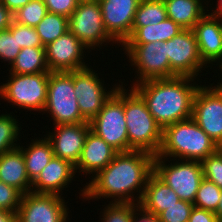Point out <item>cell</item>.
<instances>
[{
  "label": "cell",
  "instance_id": "ab89813d",
  "mask_svg": "<svg viewBox=\"0 0 222 222\" xmlns=\"http://www.w3.org/2000/svg\"><path fill=\"white\" fill-rule=\"evenodd\" d=\"M132 222H160V221L157 215L147 212L141 206H138L134 211Z\"/></svg>",
  "mask_w": 222,
  "mask_h": 222
},
{
  "label": "cell",
  "instance_id": "bcb514c9",
  "mask_svg": "<svg viewBox=\"0 0 222 222\" xmlns=\"http://www.w3.org/2000/svg\"><path fill=\"white\" fill-rule=\"evenodd\" d=\"M217 65H219L218 68H220L221 69L220 71H222V59L219 61V64H216V66ZM215 86L216 87H222V80H221V82H218L217 85H215Z\"/></svg>",
  "mask_w": 222,
  "mask_h": 222
},
{
  "label": "cell",
  "instance_id": "7bdbcfd3",
  "mask_svg": "<svg viewBox=\"0 0 222 222\" xmlns=\"http://www.w3.org/2000/svg\"><path fill=\"white\" fill-rule=\"evenodd\" d=\"M0 222H17V213L0 209Z\"/></svg>",
  "mask_w": 222,
  "mask_h": 222
},
{
  "label": "cell",
  "instance_id": "5bb4252c",
  "mask_svg": "<svg viewBox=\"0 0 222 222\" xmlns=\"http://www.w3.org/2000/svg\"><path fill=\"white\" fill-rule=\"evenodd\" d=\"M62 196L29 192L22 195L17 222H67L69 207Z\"/></svg>",
  "mask_w": 222,
  "mask_h": 222
},
{
  "label": "cell",
  "instance_id": "5b68a950",
  "mask_svg": "<svg viewBox=\"0 0 222 222\" xmlns=\"http://www.w3.org/2000/svg\"><path fill=\"white\" fill-rule=\"evenodd\" d=\"M44 111L51 115L55 126L88 122L81 115L74 93V71L49 73Z\"/></svg>",
  "mask_w": 222,
  "mask_h": 222
},
{
  "label": "cell",
  "instance_id": "603a6c76",
  "mask_svg": "<svg viewBox=\"0 0 222 222\" xmlns=\"http://www.w3.org/2000/svg\"><path fill=\"white\" fill-rule=\"evenodd\" d=\"M163 1L166 6L167 18L172 19L184 30H192L195 24L207 13L206 11H210L207 10L208 0ZM203 1H206V3H203Z\"/></svg>",
  "mask_w": 222,
  "mask_h": 222
},
{
  "label": "cell",
  "instance_id": "ffe728a7",
  "mask_svg": "<svg viewBox=\"0 0 222 222\" xmlns=\"http://www.w3.org/2000/svg\"><path fill=\"white\" fill-rule=\"evenodd\" d=\"M119 152L109 145L104 139L91 130L88 132L80 158L75 165L78 173L92 174L95 176L103 170ZM79 170V171H77Z\"/></svg>",
  "mask_w": 222,
  "mask_h": 222
},
{
  "label": "cell",
  "instance_id": "52a82bcc",
  "mask_svg": "<svg viewBox=\"0 0 222 222\" xmlns=\"http://www.w3.org/2000/svg\"><path fill=\"white\" fill-rule=\"evenodd\" d=\"M49 73H10L7 83L0 85V98L20 109L43 112L47 101Z\"/></svg>",
  "mask_w": 222,
  "mask_h": 222
},
{
  "label": "cell",
  "instance_id": "7a4b0ae2",
  "mask_svg": "<svg viewBox=\"0 0 222 222\" xmlns=\"http://www.w3.org/2000/svg\"><path fill=\"white\" fill-rule=\"evenodd\" d=\"M194 80L187 76L151 79L132 88L143 98L163 130L166 126L192 118L193 98L200 86Z\"/></svg>",
  "mask_w": 222,
  "mask_h": 222
},
{
  "label": "cell",
  "instance_id": "e575fe53",
  "mask_svg": "<svg viewBox=\"0 0 222 222\" xmlns=\"http://www.w3.org/2000/svg\"><path fill=\"white\" fill-rule=\"evenodd\" d=\"M194 204L178 200L158 215L160 222H188Z\"/></svg>",
  "mask_w": 222,
  "mask_h": 222
},
{
  "label": "cell",
  "instance_id": "277c9868",
  "mask_svg": "<svg viewBox=\"0 0 222 222\" xmlns=\"http://www.w3.org/2000/svg\"><path fill=\"white\" fill-rule=\"evenodd\" d=\"M124 115L129 151H145L156 156L162 144V128L149 112L143 98L124 87Z\"/></svg>",
  "mask_w": 222,
  "mask_h": 222
},
{
  "label": "cell",
  "instance_id": "8d00e7d4",
  "mask_svg": "<svg viewBox=\"0 0 222 222\" xmlns=\"http://www.w3.org/2000/svg\"><path fill=\"white\" fill-rule=\"evenodd\" d=\"M17 41L21 49L25 47H44L35 27L17 23Z\"/></svg>",
  "mask_w": 222,
  "mask_h": 222
},
{
  "label": "cell",
  "instance_id": "836d02e7",
  "mask_svg": "<svg viewBox=\"0 0 222 222\" xmlns=\"http://www.w3.org/2000/svg\"><path fill=\"white\" fill-rule=\"evenodd\" d=\"M203 176L222 189V152L218 149L202 162Z\"/></svg>",
  "mask_w": 222,
  "mask_h": 222
},
{
  "label": "cell",
  "instance_id": "f6af8a7d",
  "mask_svg": "<svg viewBox=\"0 0 222 222\" xmlns=\"http://www.w3.org/2000/svg\"><path fill=\"white\" fill-rule=\"evenodd\" d=\"M214 213L216 214V216L219 220H222V191H221V195H220L217 209L214 211Z\"/></svg>",
  "mask_w": 222,
  "mask_h": 222
},
{
  "label": "cell",
  "instance_id": "d6986e66",
  "mask_svg": "<svg viewBox=\"0 0 222 222\" xmlns=\"http://www.w3.org/2000/svg\"><path fill=\"white\" fill-rule=\"evenodd\" d=\"M75 174V166L71 162L54 156L32 182L31 192L61 196Z\"/></svg>",
  "mask_w": 222,
  "mask_h": 222
},
{
  "label": "cell",
  "instance_id": "6da1fadb",
  "mask_svg": "<svg viewBox=\"0 0 222 222\" xmlns=\"http://www.w3.org/2000/svg\"><path fill=\"white\" fill-rule=\"evenodd\" d=\"M154 155L145 151L119 152L86 183L80 196L85 200L112 198L110 203H140L149 176L154 172ZM137 193V196L134 195ZM134 193V194H133ZM136 198V199H135Z\"/></svg>",
  "mask_w": 222,
  "mask_h": 222
},
{
  "label": "cell",
  "instance_id": "4dcf8cb0",
  "mask_svg": "<svg viewBox=\"0 0 222 222\" xmlns=\"http://www.w3.org/2000/svg\"><path fill=\"white\" fill-rule=\"evenodd\" d=\"M222 189L205 178L200 183L194 207L214 212L217 209Z\"/></svg>",
  "mask_w": 222,
  "mask_h": 222
},
{
  "label": "cell",
  "instance_id": "b9f144b4",
  "mask_svg": "<svg viewBox=\"0 0 222 222\" xmlns=\"http://www.w3.org/2000/svg\"><path fill=\"white\" fill-rule=\"evenodd\" d=\"M30 0H0L12 13L25 6Z\"/></svg>",
  "mask_w": 222,
  "mask_h": 222
},
{
  "label": "cell",
  "instance_id": "2e32d148",
  "mask_svg": "<svg viewBox=\"0 0 222 222\" xmlns=\"http://www.w3.org/2000/svg\"><path fill=\"white\" fill-rule=\"evenodd\" d=\"M141 0H100L105 30L117 45H123L130 37Z\"/></svg>",
  "mask_w": 222,
  "mask_h": 222
},
{
  "label": "cell",
  "instance_id": "7402d4cb",
  "mask_svg": "<svg viewBox=\"0 0 222 222\" xmlns=\"http://www.w3.org/2000/svg\"><path fill=\"white\" fill-rule=\"evenodd\" d=\"M178 200L176 192L153 172L147 180L139 206L158 216Z\"/></svg>",
  "mask_w": 222,
  "mask_h": 222
},
{
  "label": "cell",
  "instance_id": "1f68e13d",
  "mask_svg": "<svg viewBox=\"0 0 222 222\" xmlns=\"http://www.w3.org/2000/svg\"><path fill=\"white\" fill-rule=\"evenodd\" d=\"M20 50L21 47L17 41V23L13 20L7 30L0 31V59L11 66Z\"/></svg>",
  "mask_w": 222,
  "mask_h": 222
},
{
  "label": "cell",
  "instance_id": "e0dca14e",
  "mask_svg": "<svg viewBox=\"0 0 222 222\" xmlns=\"http://www.w3.org/2000/svg\"><path fill=\"white\" fill-rule=\"evenodd\" d=\"M53 132L46 134L55 157L77 164L87 134L91 130L89 122L56 125Z\"/></svg>",
  "mask_w": 222,
  "mask_h": 222
},
{
  "label": "cell",
  "instance_id": "ac0fdd59",
  "mask_svg": "<svg viewBox=\"0 0 222 222\" xmlns=\"http://www.w3.org/2000/svg\"><path fill=\"white\" fill-rule=\"evenodd\" d=\"M208 13V14H207ZM193 27L198 51L203 63H217L222 59V22L207 12Z\"/></svg>",
  "mask_w": 222,
  "mask_h": 222
},
{
  "label": "cell",
  "instance_id": "d4e9b609",
  "mask_svg": "<svg viewBox=\"0 0 222 222\" xmlns=\"http://www.w3.org/2000/svg\"><path fill=\"white\" fill-rule=\"evenodd\" d=\"M182 30L184 29L172 19L166 18L157 24H149L145 27H132L131 35L125 43L164 42L177 36Z\"/></svg>",
  "mask_w": 222,
  "mask_h": 222
},
{
  "label": "cell",
  "instance_id": "484cf974",
  "mask_svg": "<svg viewBox=\"0 0 222 222\" xmlns=\"http://www.w3.org/2000/svg\"><path fill=\"white\" fill-rule=\"evenodd\" d=\"M9 69V73L14 74L50 72L46 63L45 47L22 48Z\"/></svg>",
  "mask_w": 222,
  "mask_h": 222
},
{
  "label": "cell",
  "instance_id": "7c38bea8",
  "mask_svg": "<svg viewBox=\"0 0 222 222\" xmlns=\"http://www.w3.org/2000/svg\"><path fill=\"white\" fill-rule=\"evenodd\" d=\"M119 85L118 83L112 85L114 87L107 91L104 87V80L102 82V78H99L91 66L74 71V93L81 115L90 122Z\"/></svg>",
  "mask_w": 222,
  "mask_h": 222
},
{
  "label": "cell",
  "instance_id": "3957f363",
  "mask_svg": "<svg viewBox=\"0 0 222 222\" xmlns=\"http://www.w3.org/2000/svg\"><path fill=\"white\" fill-rule=\"evenodd\" d=\"M218 149L216 142L190 118L163 129L162 144L155 157L170 158V161L176 158L202 162Z\"/></svg>",
  "mask_w": 222,
  "mask_h": 222
},
{
  "label": "cell",
  "instance_id": "4316f807",
  "mask_svg": "<svg viewBox=\"0 0 222 222\" xmlns=\"http://www.w3.org/2000/svg\"><path fill=\"white\" fill-rule=\"evenodd\" d=\"M35 30L45 47L69 30L68 18L47 12L42 21L35 27Z\"/></svg>",
  "mask_w": 222,
  "mask_h": 222
},
{
  "label": "cell",
  "instance_id": "7dc6e473",
  "mask_svg": "<svg viewBox=\"0 0 222 222\" xmlns=\"http://www.w3.org/2000/svg\"><path fill=\"white\" fill-rule=\"evenodd\" d=\"M78 3H84V2H99L100 0H76Z\"/></svg>",
  "mask_w": 222,
  "mask_h": 222
},
{
  "label": "cell",
  "instance_id": "9a60e30c",
  "mask_svg": "<svg viewBox=\"0 0 222 222\" xmlns=\"http://www.w3.org/2000/svg\"><path fill=\"white\" fill-rule=\"evenodd\" d=\"M88 48L69 30L45 46L46 63L50 72L81 70L85 64L84 52Z\"/></svg>",
  "mask_w": 222,
  "mask_h": 222
},
{
  "label": "cell",
  "instance_id": "8992f818",
  "mask_svg": "<svg viewBox=\"0 0 222 222\" xmlns=\"http://www.w3.org/2000/svg\"><path fill=\"white\" fill-rule=\"evenodd\" d=\"M124 82L105 102L89 122L90 129L118 152H129L128 133L124 115Z\"/></svg>",
  "mask_w": 222,
  "mask_h": 222
},
{
  "label": "cell",
  "instance_id": "74e56055",
  "mask_svg": "<svg viewBox=\"0 0 222 222\" xmlns=\"http://www.w3.org/2000/svg\"><path fill=\"white\" fill-rule=\"evenodd\" d=\"M47 7V11L67 18L74 12L78 2L76 0H43Z\"/></svg>",
  "mask_w": 222,
  "mask_h": 222
},
{
  "label": "cell",
  "instance_id": "f1b7e54d",
  "mask_svg": "<svg viewBox=\"0 0 222 222\" xmlns=\"http://www.w3.org/2000/svg\"><path fill=\"white\" fill-rule=\"evenodd\" d=\"M10 114L0 115V155L6 151L19 147L20 123L16 121L15 116ZM19 124V125H18ZM16 142V143H15Z\"/></svg>",
  "mask_w": 222,
  "mask_h": 222
},
{
  "label": "cell",
  "instance_id": "f546056e",
  "mask_svg": "<svg viewBox=\"0 0 222 222\" xmlns=\"http://www.w3.org/2000/svg\"><path fill=\"white\" fill-rule=\"evenodd\" d=\"M47 12L43 0H30L25 6L13 13V19L18 24L36 27Z\"/></svg>",
  "mask_w": 222,
  "mask_h": 222
},
{
  "label": "cell",
  "instance_id": "44dd1931",
  "mask_svg": "<svg viewBox=\"0 0 222 222\" xmlns=\"http://www.w3.org/2000/svg\"><path fill=\"white\" fill-rule=\"evenodd\" d=\"M0 181L13 186L23 195L31 192L32 182L28 178L20 147H16L0 155Z\"/></svg>",
  "mask_w": 222,
  "mask_h": 222
},
{
  "label": "cell",
  "instance_id": "30bf717a",
  "mask_svg": "<svg viewBox=\"0 0 222 222\" xmlns=\"http://www.w3.org/2000/svg\"><path fill=\"white\" fill-rule=\"evenodd\" d=\"M69 31L89 50L116 43L105 30L99 2L78 3L68 18ZM106 42V44H105ZM104 44V45H103Z\"/></svg>",
  "mask_w": 222,
  "mask_h": 222
},
{
  "label": "cell",
  "instance_id": "83f0119b",
  "mask_svg": "<svg viewBox=\"0 0 222 222\" xmlns=\"http://www.w3.org/2000/svg\"><path fill=\"white\" fill-rule=\"evenodd\" d=\"M167 18L163 0H141L132 27H145L164 21Z\"/></svg>",
  "mask_w": 222,
  "mask_h": 222
},
{
  "label": "cell",
  "instance_id": "c3c4849f",
  "mask_svg": "<svg viewBox=\"0 0 222 222\" xmlns=\"http://www.w3.org/2000/svg\"><path fill=\"white\" fill-rule=\"evenodd\" d=\"M219 150L222 152V143L219 145Z\"/></svg>",
  "mask_w": 222,
  "mask_h": 222
},
{
  "label": "cell",
  "instance_id": "d6a6232c",
  "mask_svg": "<svg viewBox=\"0 0 222 222\" xmlns=\"http://www.w3.org/2000/svg\"><path fill=\"white\" fill-rule=\"evenodd\" d=\"M138 203H109L102 212L101 222H132Z\"/></svg>",
  "mask_w": 222,
  "mask_h": 222
},
{
  "label": "cell",
  "instance_id": "9c48e42d",
  "mask_svg": "<svg viewBox=\"0 0 222 222\" xmlns=\"http://www.w3.org/2000/svg\"><path fill=\"white\" fill-rule=\"evenodd\" d=\"M165 160V157H154V173L176 192L179 199L193 204L204 179L202 163L175 159V163L166 164Z\"/></svg>",
  "mask_w": 222,
  "mask_h": 222
},
{
  "label": "cell",
  "instance_id": "8fae6325",
  "mask_svg": "<svg viewBox=\"0 0 222 222\" xmlns=\"http://www.w3.org/2000/svg\"><path fill=\"white\" fill-rule=\"evenodd\" d=\"M192 118L218 146L222 143V91L213 83L196 90Z\"/></svg>",
  "mask_w": 222,
  "mask_h": 222
},
{
  "label": "cell",
  "instance_id": "4fadbf2b",
  "mask_svg": "<svg viewBox=\"0 0 222 222\" xmlns=\"http://www.w3.org/2000/svg\"><path fill=\"white\" fill-rule=\"evenodd\" d=\"M166 55L170 70L176 76L197 78L206 66L198 51L195 34L192 30H182L177 36L166 41ZM200 71V72H199Z\"/></svg>",
  "mask_w": 222,
  "mask_h": 222
},
{
  "label": "cell",
  "instance_id": "ba28073f",
  "mask_svg": "<svg viewBox=\"0 0 222 222\" xmlns=\"http://www.w3.org/2000/svg\"><path fill=\"white\" fill-rule=\"evenodd\" d=\"M125 55L135 67L138 80L133 84L151 80L172 78L176 75L170 70V63L166 55V41L150 43H124L122 46Z\"/></svg>",
  "mask_w": 222,
  "mask_h": 222
},
{
  "label": "cell",
  "instance_id": "f35d334b",
  "mask_svg": "<svg viewBox=\"0 0 222 222\" xmlns=\"http://www.w3.org/2000/svg\"><path fill=\"white\" fill-rule=\"evenodd\" d=\"M188 222H219V219L212 211L194 207Z\"/></svg>",
  "mask_w": 222,
  "mask_h": 222
},
{
  "label": "cell",
  "instance_id": "cb8c5ba5",
  "mask_svg": "<svg viewBox=\"0 0 222 222\" xmlns=\"http://www.w3.org/2000/svg\"><path fill=\"white\" fill-rule=\"evenodd\" d=\"M31 142L29 146L26 145L28 148H23V145H19V147L23 153L28 178L33 182L51 161L54 154L52 145L46 136L42 139H32Z\"/></svg>",
  "mask_w": 222,
  "mask_h": 222
},
{
  "label": "cell",
  "instance_id": "ee69618b",
  "mask_svg": "<svg viewBox=\"0 0 222 222\" xmlns=\"http://www.w3.org/2000/svg\"><path fill=\"white\" fill-rule=\"evenodd\" d=\"M216 2H217L216 3L217 7L214 8V10H212L213 8H210V10L213 11L211 12V14L216 15L219 18V20L222 22V0H217Z\"/></svg>",
  "mask_w": 222,
  "mask_h": 222
},
{
  "label": "cell",
  "instance_id": "d590c367",
  "mask_svg": "<svg viewBox=\"0 0 222 222\" xmlns=\"http://www.w3.org/2000/svg\"><path fill=\"white\" fill-rule=\"evenodd\" d=\"M22 195L13 186L0 181V209L17 213Z\"/></svg>",
  "mask_w": 222,
  "mask_h": 222
},
{
  "label": "cell",
  "instance_id": "60d3db41",
  "mask_svg": "<svg viewBox=\"0 0 222 222\" xmlns=\"http://www.w3.org/2000/svg\"><path fill=\"white\" fill-rule=\"evenodd\" d=\"M13 20V13L0 2V31L7 30Z\"/></svg>",
  "mask_w": 222,
  "mask_h": 222
}]
</instances>
